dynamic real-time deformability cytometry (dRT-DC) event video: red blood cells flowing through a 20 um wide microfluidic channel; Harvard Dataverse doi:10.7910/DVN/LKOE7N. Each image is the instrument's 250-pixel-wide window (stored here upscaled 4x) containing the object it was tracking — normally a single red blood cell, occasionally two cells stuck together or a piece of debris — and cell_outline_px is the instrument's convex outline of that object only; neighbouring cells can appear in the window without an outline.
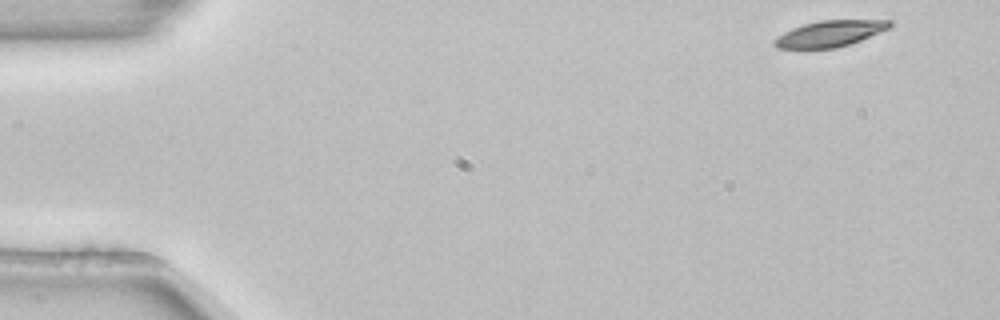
{"species": "common noctule bat (a hibernating species)", "species_latin": "Nyctalus noctula", "temperature_condition": "room temperature", "stored_images_in_passage": 51, "camera_frame_rate_fps": 3000, "um_per_image_px": 0.085, "animal": {"sex": "female", "body_mass_g": 22.7, "forearm_length_mm": 54.2}, "frame": {"image": 1, "passage_image": 1, "time_ms": 0.0, "image_size_px": [1000, 320], "cell_outline_px": [[892, 24], [888, 28], [860, 40], [836, 48], [776, 48], [772, 44], [772, 40], [784, 32], [792, 28], [804, 24], [820, 20], [892, 20]], "centroid_in_image_um": [70.49, 2.85], "position_along_channel_um": 14.5, "area_um2": 17.34}}
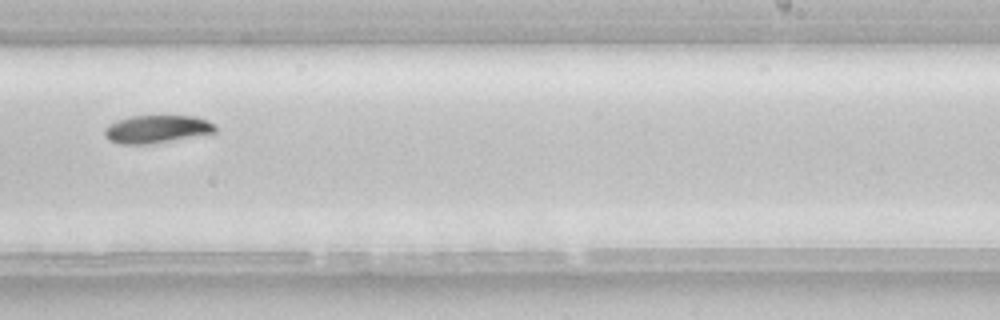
{"frame": {"image": 2, "passage_image": 31, "time_ms": 10.0, "image_size_px": [1000, 320], "cell_outline_px": [[216, 132], [148, 144], [120, 144], [108, 140], [104, 136], [104, 128], [108, 124], [116, 120], [128, 116], [196, 116], [212, 124], [216, 128]], "centroid_in_image_um": [13.23, 10.97], "position_along_channel_um": 275.8, "area_um2": 17.8}}
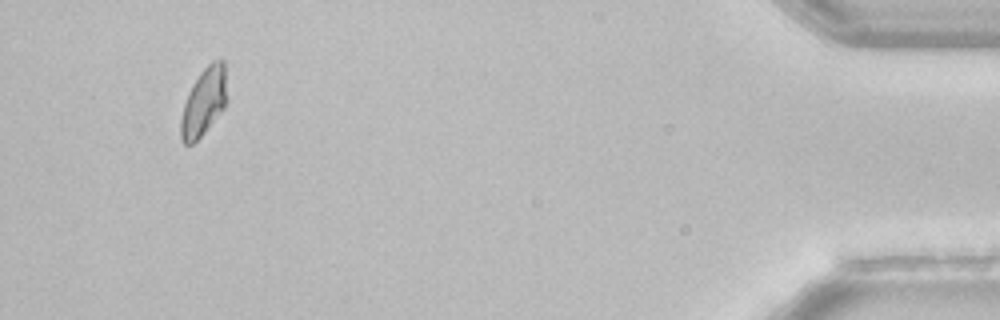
{"frame": {"image": 3, "passage_image": 48, "time_ms": 15.667, "image_size_px": [1000, 320], "cell_outline_px": [[228, 100], [224, 108], [204, 132], [192, 144], [184, 144], [180, 136], [180, 120], [184, 104], [188, 92], [192, 84], [200, 72], [212, 60], [224, 60]], "centroid_in_image_um": [17.33, 8.63], "position_along_channel_um": 417.9, "area_um2": 18.32}, "authors_computed_cell_mechanics": {"area_um2": 18.785, "velocity_mm_per_s": 3.8262, "shape_relaxation_time_tau1_ms": 2.4377, "shape_relaxation_time_tau2_ms": null, "deformation_change_tau1": 0.1032, "deformation_change_tau2": null}}